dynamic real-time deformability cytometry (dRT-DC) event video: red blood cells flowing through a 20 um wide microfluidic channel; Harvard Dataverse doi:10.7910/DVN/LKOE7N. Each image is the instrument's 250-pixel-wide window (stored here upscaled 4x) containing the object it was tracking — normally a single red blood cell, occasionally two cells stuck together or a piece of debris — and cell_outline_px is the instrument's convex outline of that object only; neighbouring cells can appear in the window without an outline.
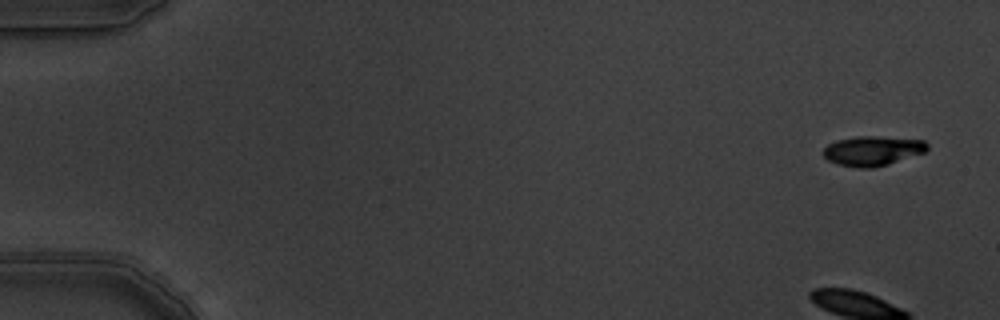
{"species": "common noctule bat (a hibernating species)", "species_latin": "Nyctalus noctula", "temperature_condition": "warm", "stored_images_in_passage": 6, "camera_frame_rate_fps": 3000, "um_per_image_px": 0.085, "animal": {"sex": "male", "body_mass_g": 19.5, "forearm_length_mm": 54.6}, "frame": {"image": 1, "passage_image": 1, "time_ms": 0.0, "image_size_px": [1000, 320], "cell_outline_px": [[928, 148], [924, 152], [888, 164], [872, 168], [856, 168], [840, 164], [828, 160], [824, 156], [824, 148], [828, 144], [836, 140], [856, 136], [876, 136], [924, 140], [928, 144]], "centroid_in_image_um": [74.16, 12.81], "position_along_channel_um": 10.8, "area_um2": 17.86}}